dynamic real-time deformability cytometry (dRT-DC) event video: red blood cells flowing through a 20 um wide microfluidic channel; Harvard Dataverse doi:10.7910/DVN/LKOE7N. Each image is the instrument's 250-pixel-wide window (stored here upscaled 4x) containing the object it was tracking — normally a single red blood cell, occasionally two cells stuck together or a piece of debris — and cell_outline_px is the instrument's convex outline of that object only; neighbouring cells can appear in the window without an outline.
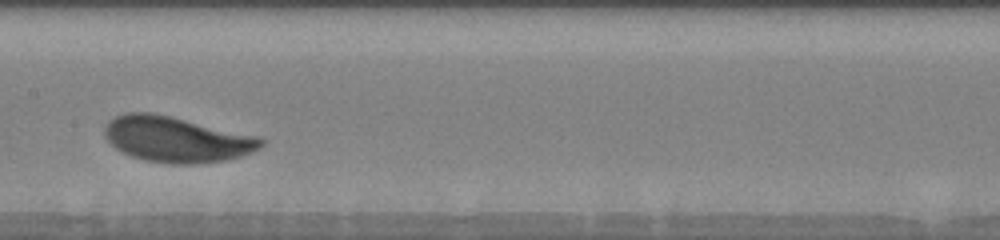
{"species": "human", "species_latin": "Homo sapiens", "temperature_condition": "warm", "stored_images_in_passage": 16, "camera_frame_rate_fps": 3000, "um_per_image_px": 0.085, "donor": {"sex": "male"}, "frame": {"image": 1, "passage_image": 7, "time_ms": 3.333, "image_size_px": [1000, 240], "cell_outline_px": [[264, 144], [260, 148], [252, 152], [240, 156], [224, 160], [196, 164], [172, 164], [144, 160], [132, 156], [116, 148], [104, 136], [104, 128], [108, 120], [116, 116], [128, 112], [152, 112], [260, 136], [264, 140]], "centroid_in_image_um": [15.02, 11.84], "position_along_channel_um": 192.4, "area_um2": 41.62}}
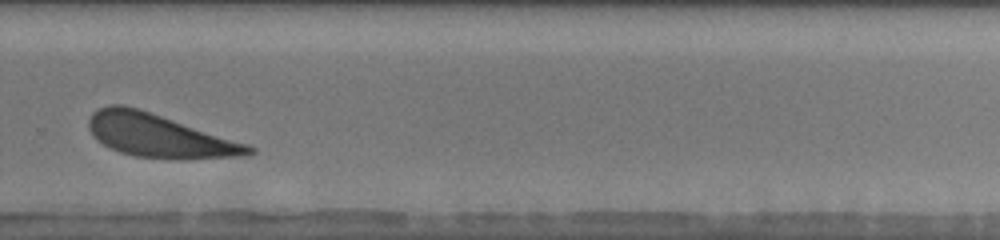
{"frame": {"image": 2, "passage_image": 14, "time_ms": 6.667, "image_size_px": [1000, 240], "cell_outline_px": [[256, 152], [248, 156], [184, 160], [180, 160], [136, 156], [120, 152], [96, 140], [92, 136], [88, 128], [88, 120], [92, 112], [108, 104], [120, 104], [136, 108], [248, 144], [256, 148]], "centroid_in_image_um": [13.55, 11.56], "position_along_channel_um": 316.3, "area_um2": 40.23}}